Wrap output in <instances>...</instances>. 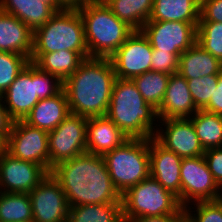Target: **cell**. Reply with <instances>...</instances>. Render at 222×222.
<instances>
[{
    "mask_svg": "<svg viewBox=\"0 0 222 222\" xmlns=\"http://www.w3.org/2000/svg\"><path fill=\"white\" fill-rule=\"evenodd\" d=\"M116 79L109 58H85L63 82L70 113L86 118L106 116Z\"/></svg>",
    "mask_w": 222,
    "mask_h": 222,
    "instance_id": "7a4b0ae2",
    "label": "cell"
},
{
    "mask_svg": "<svg viewBox=\"0 0 222 222\" xmlns=\"http://www.w3.org/2000/svg\"><path fill=\"white\" fill-rule=\"evenodd\" d=\"M204 150L222 147V116L198 110L189 118Z\"/></svg>",
    "mask_w": 222,
    "mask_h": 222,
    "instance_id": "83f0119b",
    "label": "cell"
},
{
    "mask_svg": "<svg viewBox=\"0 0 222 222\" xmlns=\"http://www.w3.org/2000/svg\"><path fill=\"white\" fill-rule=\"evenodd\" d=\"M154 0H106L105 4L134 30H141L149 20Z\"/></svg>",
    "mask_w": 222,
    "mask_h": 222,
    "instance_id": "484cf974",
    "label": "cell"
},
{
    "mask_svg": "<svg viewBox=\"0 0 222 222\" xmlns=\"http://www.w3.org/2000/svg\"><path fill=\"white\" fill-rule=\"evenodd\" d=\"M48 173L41 165L7 153L0 158V192L30 193Z\"/></svg>",
    "mask_w": 222,
    "mask_h": 222,
    "instance_id": "2e32d148",
    "label": "cell"
},
{
    "mask_svg": "<svg viewBox=\"0 0 222 222\" xmlns=\"http://www.w3.org/2000/svg\"><path fill=\"white\" fill-rule=\"evenodd\" d=\"M50 173L61 184L69 207L122 203L102 155L85 152L57 163Z\"/></svg>",
    "mask_w": 222,
    "mask_h": 222,
    "instance_id": "6da1fadb",
    "label": "cell"
},
{
    "mask_svg": "<svg viewBox=\"0 0 222 222\" xmlns=\"http://www.w3.org/2000/svg\"><path fill=\"white\" fill-rule=\"evenodd\" d=\"M197 25L180 21H147L141 31L153 50L182 53L196 42Z\"/></svg>",
    "mask_w": 222,
    "mask_h": 222,
    "instance_id": "8fae6325",
    "label": "cell"
},
{
    "mask_svg": "<svg viewBox=\"0 0 222 222\" xmlns=\"http://www.w3.org/2000/svg\"><path fill=\"white\" fill-rule=\"evenodd\" d=\"M88 118L70 113L48 132L49 173L57 163L86 152Z\"/></svg>",
    "mask_w": 222,
    "mask_h": 222,
    "instance_id": "9c48e42d",
    "label": "cell"
},
{
    "mask_svg": "<svg viewBox=\"0 0 222 222\" xmlns=\"http://www.w3.org/2000/svg\"><path fill=\"white\" fill-rule=\"evenodd\" d=\"M67 222H124L122 203L71 206Z\"/></svg>",
    "mask_w": 222,
    "mask_h": 222,
    "instance_id": "4316f807",
    "label": "cell"
},
{
    "mask_svg": "<svg viewBox=\"0 0 222 222\" xmlns=\"http://www.w3.org/2000/svg\"><path fill=\"white\" fill-rule=\"evenodd\" d=\"M8 153L17 159L34 162L49 172L48 132L13 121L8 136Z\"/></svg>",
    "mask_w": 222,
    "mask_h": 222,
    "instance_id": "4fadbf2b",
    "label": "cell"
},
{
    "mask_svg": "<svg viewBox=\"0 0 222 222\" xmlns=\"http://www.w3.org/2000/svg\"><path fill=\"white\" fill-rule=\"evenodd\" d=\"M12 124L13 120L9 117L2 96L0 95V133H10Z\"/></svg>",
    "mask_w": 222,
    "mask_h": 222,
    "instance_id": "ab89813d",
    "label": "cell"
},
{
    "mask_svg": "<svg viewBox=\"0 0 222 222\" xmlns=\"http://www.w3.org/2000/svg\"><path fill=\"white\" fill-rule=\"evenodd\" d=\"M29 62L24 55L0 51V95H3Z\"/></svg>",
    "mask_w": 222,
    "mask_h": 222,
    "instance_id": "1f68e13d",
    "label": "cell"
},
{
    "mask_svg": "<svg viewBox=\"0 0 222 222\" xmlns=\"http://www.w3.org/2000/svg\"><path fill=\"white\" fill-rule=\"evenodd\" d=\"M33 50V31L14 15L0 10V51L17 53L29 60Z\"/></svg>",
    "mask_w": 222,
    "mask_h": 222,
    "instance_id": "ffe728a7",
    "label": "cell"
},
{
    "mask_svg": "<svg viewBox=\"0 0 222 222\" xmlns=\"http://www.w3.org/2000/svg\"><path fill=\"white\" fill-rule=\"evenodd\" d=\"M200 0H154L148 21L199 23Z\"/></svg>",
    "mask_w": 222,
    "mask_h": 222,
    "instance_id": "d4e9b609",
    "label": "cell"
},
{
    "mask_svg": "<svg viewBox=\"0 0 222 222\" xmlns=\"http://www.w3.org/2000/svg\"><path fill=\"white\" fill-rule=\"evenodd\" d=\"M0 10L14 15L32 31L44 25L56 13L41 0H0Z\"/></svg>",
    "mask_w": 222,
    "mask_h": 222,
    "instance_id": "cb8c5ba5",
    "label": "cell"
},
{
    "mask_svg": "<svg viewBox=\"0 0 222 222\" xmlns=\"http://www.w3.org/2000/svg\"><path fill=\"white\" fill-rule=\"evenodd\" d=\"M103 157L120 195L150 177L149 139L129 138Z\"/></svg>",
    "mask_w": 222,
    "mask_h": 222,
    "instance_id": "8992f818",
    "label": "cell"
},
{
    "mask_svg": "<svg viewBox=\"0 0 222 222\" xmlns=\"http://www.w3.org/2000/svg\"><path fill=\"white\" fill-rule=\"evenodd\" d=\"M50 5L56 12L63 10L64 8L57 2V0H41Z\"/></svg>",
    "mask_w": 222,
    "mask_h": 222,
    "instance_id": "7bdbcfd3",
    "label": "cell"
},
{
    "mask_svg": "<svg viewBox=\"0 0 222 222\" xmlns=\"http://www.w3.org/2000/svg\"><path fill=\"white\" fill-rule=\"evenodd\" d=\"M61 50L88 51L83 20L77 9L58 11L33 31L32 53Z\"/></svg>",
    "mask_w": 222,
    "mask_h": 222,
    "instance_id": "52a82bcc",
    "label": "cell"
},
{
    "mask_svg": "<svg viewBox=\"0 0 222 222\" xmlns=\"http://www.w3.org/2000/svg\"><path fill=\"white\" fill-rule=\"evenodd\" d=\"M88 57V51L61 50L51 53H32L30 62L40 70L53 74L61 82H64Z\"/></svg>",
    "mask_w": 222,
    "mask_h": 222,
    "instance_id": "7402d4cb",
    "label": "cell"
},
{
    "mask_svg": "<svg viewBox=\"0 0 222 222\" xmlns=\"http://www.w3.org/2000/svg\"><path fill=\"white\" fill-rule=\"evenodd\" d=\"M69 114L67 95L62 89L53 97L39 100L23 121L29 126L50 132Z\"/></svg>",
    "mask_w": 222,
    "mask_h": 222,
    "instance_id": "44dd1931",
    "label": "cell"
},
{
    "mask_svg": "<svg viewBox=\"0 0 222 222\" xmlns=\"http://www.w3.org/2000/svg\"><path fill=\"white\" fill-rule=\"evenodd\" d=\"M124 222L161 215H185L184 208L171 191L149 177L121 195Z\"/></svg>",
    "mask_w": 222,
    "mask_h": 222,
    "instance_id": "ba28073f",
    "label": "cell"
},
{
    "mask_svg": "<svg viewBox=\"0 0 222 222\" xmlns=\"http://www.w3.org/2000/svg\"><path fill=\"white\" fill-rule=\"evenodd\" d=\"M129 138L107 116L90 117L87 121L86 152L104 155Z\"/></svg>",
    "mask_w": 222,
    "mask_h": 222,
    "instance_id": "d6986e66",
    "label": "cell"
},
{
    "mask_svg": "<svg viewBox=\"0 0 222 222\" xmlns=\"http://www.w3.org/2000/svg\"><path fill=\"white\" fill-rule=\"evenodd\" d=\"M180 55L181 53L153 50L151 71L162 72L168 75L178 72Z\"/></svg>",
    "mask_w": 222,
    "mask_h": 222,
    "instance_id": "e575fe53",
    "label": "cell"
},
{
    "mask_svg": "<svg viewBox=\"0 0 222 222\" xmlns=\"http://www.w3.org/2000/svg\"><path fill=\"white\" fill-rule=\"evenodd\" d=\"M77 10L83 20L89 57L110 58L135 31L105 2L90 0Z\"/></svg>",
    "mask_w": 222,
    "mask_h": 222,
    "instance_id": "277c9868",
    "label": "cell"
},
{
    "mask_svg": "<svg viewBox=\"0 0 222 222\" xmlns=\"http://www.w3.org/2000/svg\"><path fill=\"white\" fill-rule=\"evenodd\" d=\"M9 133H0V158L8 153Z\"/></svg>",
    "mask_w": 222,
    "mask_h": 222,
    "instance_id": "b9f144b4",
    "label": "cell"
},
{
    "mask_svg": "<svg viewBox=\"0 0 222 222\" xmlns=\"http://www.w3.org/2000/svg\"><path fill=\"white\" fill-rule=\"evenodd\" d=\"M204 159L214 180L222 189V147L205 150Z\"/></svg>",
    "mask_w": 222,
    "mask_h": 222,
    "instance_id": "d590c367",
    "label": "cell"
},
{
    "mask_svg": "<svg viewBox=\"0 0 222 222\" xmlns=\"http://www.w3.org/2000/svg\"><path fill=\"white\" fill-rule=\"evenodd\" d=\"M0 222H33L29 193L0 192Z\"/></svg>",
    "mask_w": 222,
    "mask_h": 222,
    "instance_id": "f1b7e54d",
    "label": "cell"
},
{
    "mask_svg": "<svg viewBox=\"0 0 222 222\" xmlns=\"http://www.w3.org/2000/svg\"><path fill=\"white\" fill-rule=\"evenodd\" d=\"M196 42L222 62V22H199Z\"/></svg>",
    "mask_w": 222,
    "mask_h": 222,
    "instance_id": "4dcf8cb0",
    "label": "cell"
},
{
    "mask_svg": "<svg viewBox=\"0 0 222 222\" xmlns=\"http://www.w3.org/2000/svg\"><path fill=\"white\" fill-rule=\"evenodd\" d=\"M195 205L194 214L190 205L184 208L187 222H222V197L213 201L195 202Z\"/></svg>",
    "mask_w": 222,
    "mask_h": 222,
    "instance_id": "836d02e7",
    "label": "cell"
},
{
    "mask_svg": "<svg viewBox=\"0 0 222 222\" xmlns=\"http://www.w3.org/2000/svg\"><path fill=\"white\" fill-rule=\"evenodd\" d=\"M181 206L190 203L213 201L222 197V189L208 169L204 155L183 158L181 162Z\"/></svg>",
    "mask_w": 222,
    "mask_h": 222,
    "instance_id": "30bf717a",
    "label": "cell"
},
{
    "mask_svg": "<svg viewBox=\"0 0 222 222\" xmlns=\"http://www.w3.org/2000/svg\"><path fill=\"white\" fill-rule=\"evenodd\" d=\"M62 89L63 82L56 76L29 62L1 96L9 117L17 121L24 120L39 100L53 97Z\"/></svg>",
    "mask_w": 222,
    "mask_h": 222,
    "instance_id": "5b68a950",
    "label": "cell"
},
{
    "mask_svg": "<svg viewBox=\"0 0 222 222\" xmlns=\"http://www.w3.org/2000/svg\"><path fill=\"white\" fill-rule=\"evenodd\" d=\"M153 48L141 30H135L109 58L118 79H133L151 71Z\"/></svg>",
    "mask_w": 222,
    "mask_h": 222,
    "instance_id": "7c38bea8",
    "label": "cell"
},
{
    "mask_svg": "<svg viewBox=\"0 0 222 222\" xmlns=\"http://www.w3.org/2000/svg\"><path fill=\"white\" fill-rule=\"evenodd\" d=\"M159 121H162L159 123L165 127L156 128L153 138L160 145L181 158H194L204 155L205 150L189 118H169Z\"/></svg>",
    "mask_w": 222,
    "mask_h": 222,
    "instance_id": "9a60e30c",
    "label": "cell"
},
{
    "mask_svg": "<svg viewBox=\"0 0 222 222\" xmlns=\"http://www.w3.org/2000/svg\"><path fill=\"white\" fill-rule=\"evenodd\" d=\"M219 75L213 74L187 80L189 91L199 110H203L209 104L211 96L217 89Z\"/></svg>",
    "mask_w": 222,
    "mask_h": 222,
    "instance_id": "d6a6232c",
    "label": "cell"
},
{
    "mask_svg": "<svg viewBox=\"0 0 222 222\" xmlns=\"http://www.w3.org/2000/svg\"><path fill=\"white\" fill-rule=\"evenodd\" d=\"M150 177L177 196L181 204V162L176 153L149 138Z\"/></svg>",
    "mask_w": 222,
    "mask_h": 222,
    "instance_id": "e0dca14e",
    "label": "cell"
},
{
    "mask_svg": "<svg viewBox=\"0 0 222 222\" xmlns=\"http://www.w3.org/2000/svg\"><path fill=\"white\" fill-rule=\"evenodd\" d=\"M198 110L189 91L187 80L178 72L171 74L161 106L156 110L158 120L190 118Z\"/></svg>",
    "mask_w": 222,
    "mask_h": 222,
    "instance_id": "ac0fdd59",
    "label": "cell"
},
{
    "mask_svg": "<svg viewBox=\"0 0 222 222\" xmlns=\"http://www.w3.org/2000/svg\"><path fill=\"white\" fill-rule=\"evenodd\" d=\"M203 110L222 116V72L219 75L217 89L211 96L209 104Z\"/></svg>",
    "mask_w": 222,
    "mask_h": 222,
    "instance_id": "74e56055",
    "label": "cell"
},
{
    "mask_svg": "<svg viewBox=\"0 0 222 222\" xmlns=\"http://www.w3.org/2000/svg\"><path fill=\"white\" fill-rule=\"evenodd\" d=\"M169 79L170 75L166 73L149 71L132 80L145 101L157 110L163 101Z\"/></svg>",
    "mask_w": 222,
    "mask_h": 222,
    "instance_id": "f546056e",
    "label": "cell"
},
{
    "mask_svg": "<svg viewBox=\"0 0 222 222\" xmlns=\"http://www.w3.org/2000/svg\"><path fill=\"white\" fill-rule=\"evenodd\" d=\"M106 116L128 138L154 137L157 111L145 101L132 79L115 80Z\"/></svg>",
    "mask_w": 222,
    "mask_h": 222,
    "instance_id": "3957f363",
    "label": "cell"
},
{
    "mask_svg": "<svg viewBox=\"0 0 222 222\" xmlns=\"http://www.w3.org/2000/svg\"><path fill=\"white\" fill-rule=\"evenodd\" d=\"M185 215L147 216L131 220L130 222H183Z\"/></svg>",
    "mask_w": 222,
    "mask_h": 222,
    "instance_id": "f35d334b",
    "label": "cell"
},
{
    "mask_svg": "<svg viewBox=\"0 0 222 222\" xmlns=\"http://www.w3.org/2000/svg\"><path fill=\"white\" fill-rule=\"evenodd\" d=\"M90 0H57L64 9H79Z\"/></svg>",
    "mask_w": 222,
    "mask_h": 222,
    "instance_id": "60d3db41",
    "label": "cell"
},
{
    "mask_svg": "<svg viewBox=\"0 0 222 222\" xmlns=\"http://www.w3.org/2000/svg\"><path fill=\"white\" fill-rule=\"evenodd\" d=\"M33 222H67L69 204L61 184L48 175L29 193Z\"/></svg>",
    "mask_w": 222,
    "mask_h": 222,
    "instance_id": "5bb4252c",
    "label": "cell"
},
{
    "mask_svg": "<svg viewBox=\"0 0 222 222\" xmlns=\"http://www.w3.org/2000/svg\"><path fill=\"white\" fill-rule=\"evenodd\" d=\"M199 22H222V0H200Z\"/></svg>",
    "mask_w": 222,
    "mask_h": 222,
    "instance_id": "8d00e7d4",
    "label": "cell"
},
{
    "mask_svg": "<svg viewBox=\"0 0 222 222\" xmlns=\"http://www.w3.org/2000/svg\"><path fill=\"white\" fill-rule=\"evenodd\" d=\"M222 72V62L195 42L179 56L180 73L186 80Z\"/></svg>",
    "mask_w": 222,
    "mask_h": 222,
    "instance_id": "603a6c76",
    "label": "cell"
}]
</instances>
